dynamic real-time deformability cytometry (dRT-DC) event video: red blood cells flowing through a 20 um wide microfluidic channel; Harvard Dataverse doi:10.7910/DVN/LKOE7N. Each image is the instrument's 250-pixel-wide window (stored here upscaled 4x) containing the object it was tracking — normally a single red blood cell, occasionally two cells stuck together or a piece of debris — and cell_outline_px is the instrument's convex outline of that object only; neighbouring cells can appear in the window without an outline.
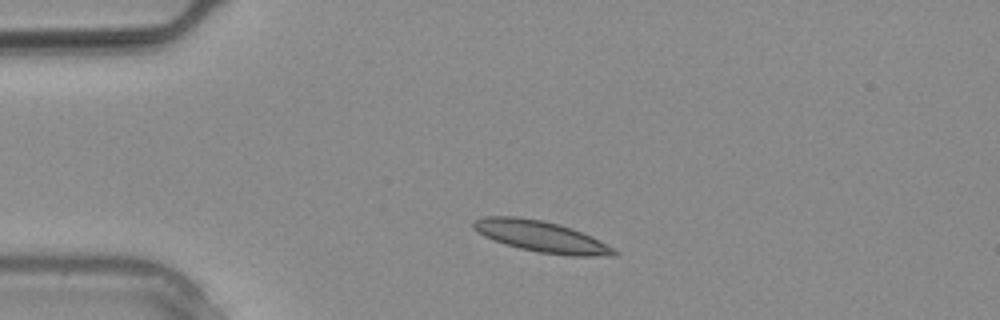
{"species": "common noctule bat (a hibernating species)", "species_latin": "Nyctalus noctula", "temperature_condition": "warm", "stored_images_in_passage": 12, "camera_frame_rate_fps": 3000, "um_per_image_px": 0.085, "animal": {"sex": "male", "body_mass_g": 20.4}, "frame": {"image": 1, "passage_image": 3, "time_ms": 0.667, "image_size_px": [1000, 320], "cell_outline_px": [[616, 256], [568, 256], [540, 252], [520, 248], [504, 244], [484, 236], [472, 228], [472, 224], [476, 220], [484, 216], [520, 216], [544, 220], [572, 228], [616, 248]], "centroid_in_image_um": [46.0, 20.1], "position_along_channel_um": 39.0, "area_um2": 25.55}}
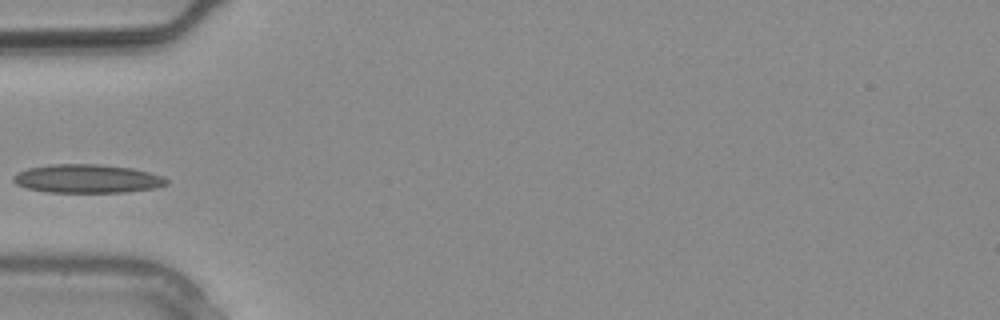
{"frame": {"image": 2, "passage_image": 6, "time_ms": 1.667, "image_size_px": [1000, 320], "cell_outline_px": [[168, 184], [156, 188], [124, 192], [48, 192], [28, 188], [16, 184], [12, 180], [12, 176], [28, 168], [52, 164], [96, 164], [132, 168], [164, 176], [168, 180]], "centroid_in_image_um": [7.44, 15.19], "position_along_channel_um": 77.6, "area_um2": 25.43}}